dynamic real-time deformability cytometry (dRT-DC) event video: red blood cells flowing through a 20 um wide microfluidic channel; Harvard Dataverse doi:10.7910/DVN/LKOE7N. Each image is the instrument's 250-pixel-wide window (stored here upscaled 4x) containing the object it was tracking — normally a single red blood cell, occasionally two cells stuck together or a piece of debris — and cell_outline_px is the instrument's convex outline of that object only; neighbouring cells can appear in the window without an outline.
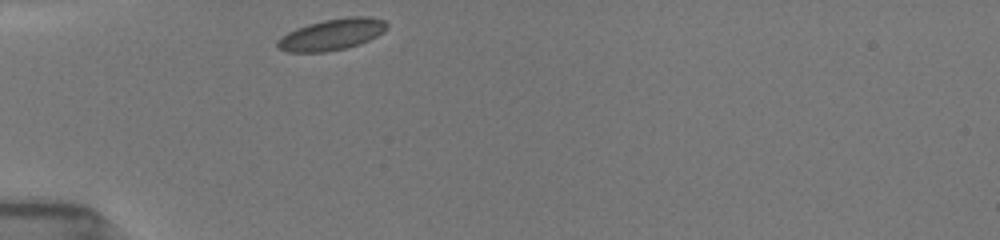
{"species": "common noctule bat (a hibernating species)", "species_latin": "Nyctalus noctula", "temperature_condition": "room temperature", "stored_images_in_passage": 51, "camera_frame_rate_fps": 3000, "um_per_image_px": 0.085, "animal": {"sex": "female", "body_mass_g": 19.5, "forearm_length_mm": 54.1}, "frame": {"image": 1, "passage_image": 1, "time_ms": 0.0, "image_size_px": [1000, 240], "cell_outline_px": [[388, 28], [384, 32], [360, 44], [344, 48], [324, 52], [288, 52], [276, 48], [276, 40], [288, 32], [296, 28], [308, 24], [324, 20], [348, 16], [368, 16], [384, 20], [388, 24]], "centroid_in_image_um": [28.2, 2.92], "position_along_channel_um": 56.8, "area_um2": 20.06}}
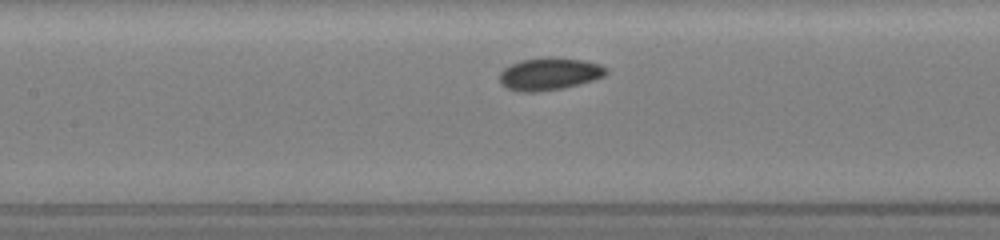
{"frame": {"image": 2, "passage_image": 21, "time_ms": 3.0, "image_size_px": [1000, 240], "cell_outline_px": [[608, 72], [604, 76], [592, 80], [564, 88], [536, 92], [520, 92], [508, 88], [500, 80], [500, 72], [504, 68], [512, 64], [524, 60], [544, 56], [552, 56], [584, 60], [600, 64], [608, 68]], "centroid_in_image_um": [46.73, 6.26], "position_along_channel_um": 160.7, "area_um2": 20.17}}
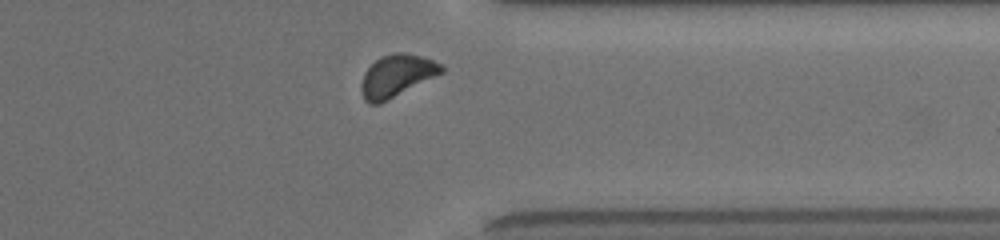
{"frame": {"image": 3, "passage_image": 45, "time_ms": 8.667, "image_size_px": [1000, 240], "cell_outline_px": [[444, 72], [380, 104], [368, 104], [364, 100], [360, 88], [360, 84], [364, 72], [380, 56], [392, 52], [404, 52], [420, 56], [444, 64]], "centroid_in_image_um": [33.7, 6.44], "position_along_channel_um": 377.7, "area_um2": 19.88}, "authors_computed_cell_mechanics": {"area_um2": 19.3052, "velocity_mm_per_s": 3.8629, "shape_relaxation_time_tau1_ms": 1.0785, "shape_relaxation_time_tau2_ms": null, "deformation_change_tau1": 0.0393, "deformation_change_tau2": null}}